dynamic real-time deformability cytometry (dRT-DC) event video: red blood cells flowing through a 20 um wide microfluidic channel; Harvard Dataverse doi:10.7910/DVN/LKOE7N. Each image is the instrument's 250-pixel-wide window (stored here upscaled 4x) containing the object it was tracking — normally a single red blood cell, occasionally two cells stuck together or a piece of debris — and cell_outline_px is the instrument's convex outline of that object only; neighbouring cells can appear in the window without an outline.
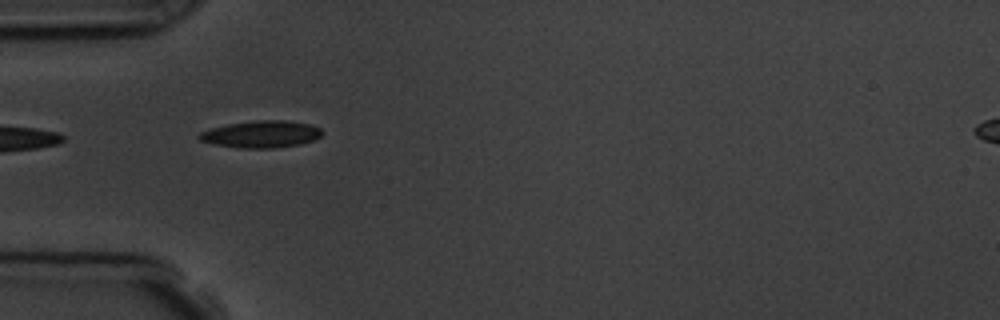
{"species": "common noctule bat (a hibernating species)", "species_latin": "Nyctalus noctula", "temperature_condition": "room temperature", "stored_images_in_passage": 4, "camera_frame_rate_fps": 3000, "um_per_image_px": 0.085, "animal": {"sex": "male", "body_mass_g": 19.5, "forearm_length_mm": 54.6}, "frame": {"image": 1, "passage_image": 2, "time_ms": 1.0, "image_size_px": [1000, 320], "cell_outline_px": [[324, 132], [320, 136], [312, 140], [300, 144], [276, 148], [240, 148], [216, 144], [200, 140], [196, 136], [200, 132], [212, 128], [228, 124], [260, 120], [284, 120], [308, 124], [320, 128]], "centroid_in_image_um": [22.21, 11.41], "position_along_channel_um": 62.8, "area_um2": 19.13}}